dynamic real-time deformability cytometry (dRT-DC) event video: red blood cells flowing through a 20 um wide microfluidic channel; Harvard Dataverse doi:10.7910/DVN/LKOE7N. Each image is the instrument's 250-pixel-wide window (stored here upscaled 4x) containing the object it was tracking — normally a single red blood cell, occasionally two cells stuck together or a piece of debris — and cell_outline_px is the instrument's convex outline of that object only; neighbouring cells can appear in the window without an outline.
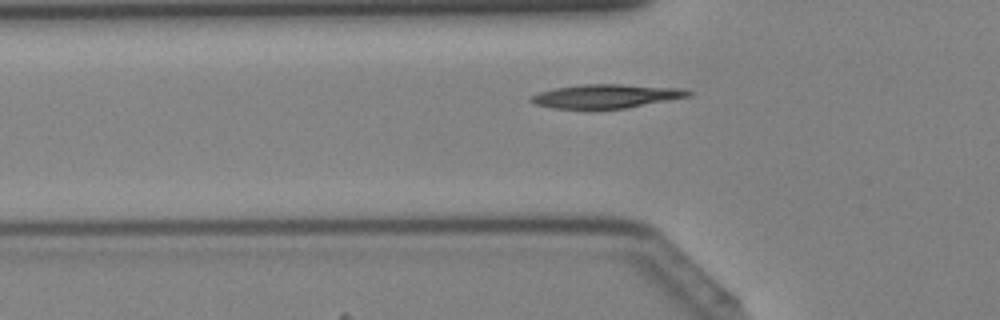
{"species": "Egyptian fruit bat (a non-hibernating species)", "species_latin": "Rousettus aegyptiacus", "temperature_condition": "cold", "stored_images_in_passage": 27, "camera_frame_rate_fps": 3000, "um_per_image_px": 0.085, "animal": {"sex": "female"}, "frame": {"image": 1, "passage_image": 7, "time_ms": 2.0, "image_size_px": [1000, 320], "cell_outline_px": [[692, 92], [688, 96], [624, 108], [552, 108], [536, 104], [528, 100], [532, 96], [540, 92], [556, 88], [580, 84], [620, 84], [688, 88]], "centroid_in_image_um": [51.53, 8.15], "position_along_channel_um": 74.3, "area_um2": 21.5}}
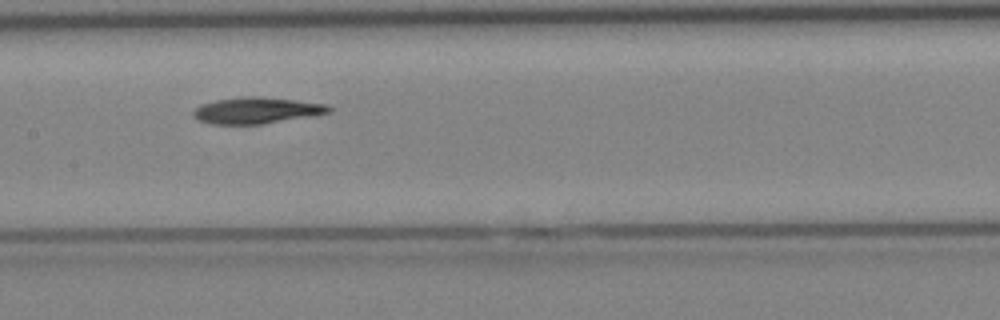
{"frame": {"image": 2, "passage_image": 14, "time_ms": 4.333, "image_size_px": [1000, 320], "cell_outline_px": [[332, 112], [260, 124], [212, 124], [200, 120], [192, 116], [192, 112], [200, 104], [216, 100], [244, 96], [256, 96], [328, 104], [332, 108]], "centroid_in_image_um": [21.78, 9.38], "position_along_channel_um": 185.6, "area_um2": 20.52}}
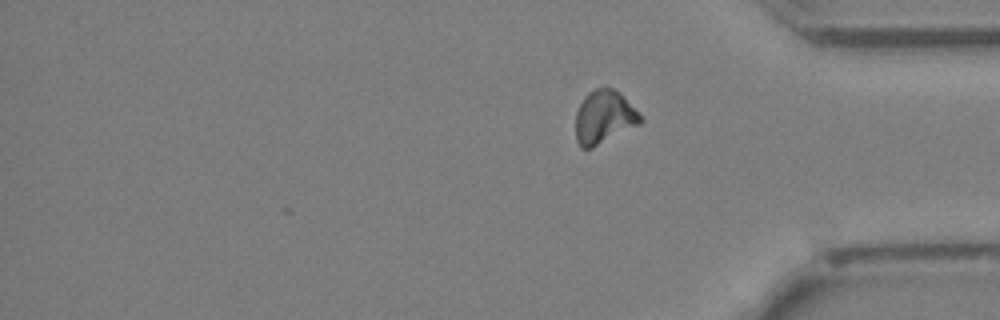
{"frame": {"image": 3, "passage_image": 27, "time_ms": 8.667, "image_size_px": [1000, 320], "cell_outline_px": [[644, 120], [640, 124], [592, 148], [580, 148], [576, 140], [576, 112], [584, 96], [588, 92], [604, 84], [620, 92]], "centroid_in_image_um": [51.33, 9.93], "position_along_channel_um": 383.9, "area_um2": 20.23}}